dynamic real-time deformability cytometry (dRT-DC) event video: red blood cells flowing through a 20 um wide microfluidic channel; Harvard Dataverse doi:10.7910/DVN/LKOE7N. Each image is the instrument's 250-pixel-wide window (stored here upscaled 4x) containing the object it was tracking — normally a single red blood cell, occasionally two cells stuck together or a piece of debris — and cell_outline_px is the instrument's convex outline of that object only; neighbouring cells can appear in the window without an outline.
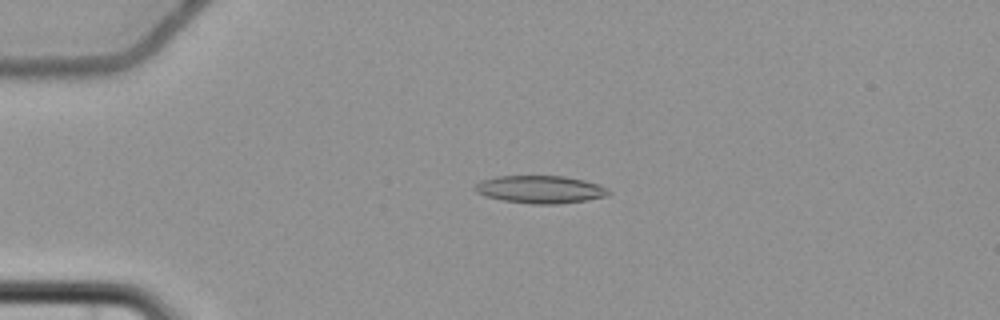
{"species": "common noctule bat (a hibernating species)", "species_latin": "Nyctalus noctula", "temperature_condition": "cold", "stored_images_in_passage": 2, "camera_frame_rate_fps": 3000, "um_per_image_px": 0.085, "animal": {"sex": "female", "body_mass_g": 22.7, "forearm_length_mm": 54.2}, "frame": {"image": 1, "passage_image": 2, "time_ms": 1.667, "image_size_px": [1000, 320], "cell_outline_px": [[612, 192], [608, 196], [584, 200], [556, 204], [532, 204], [500, 200], [484, 196], [476, 192], [476, 184], [480, 180], [496, 176], [564, 176], [584, 180], [600, 184], [608, 188]], "centroid_in_image_um": [45.93, 16.1], "position_along_channel_um": 39.1, "area_um2": 21.68}}